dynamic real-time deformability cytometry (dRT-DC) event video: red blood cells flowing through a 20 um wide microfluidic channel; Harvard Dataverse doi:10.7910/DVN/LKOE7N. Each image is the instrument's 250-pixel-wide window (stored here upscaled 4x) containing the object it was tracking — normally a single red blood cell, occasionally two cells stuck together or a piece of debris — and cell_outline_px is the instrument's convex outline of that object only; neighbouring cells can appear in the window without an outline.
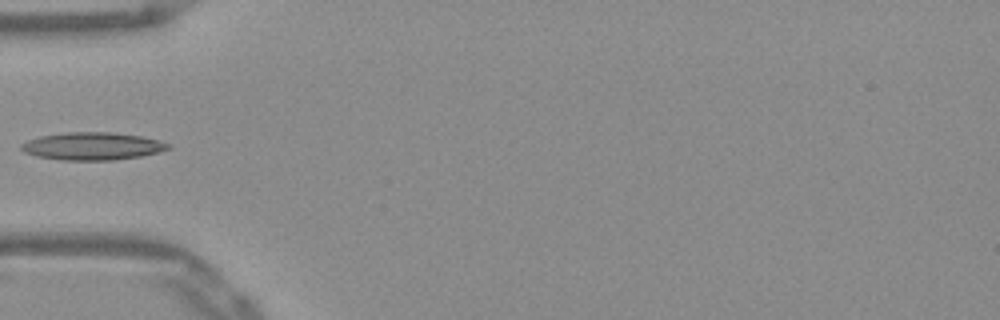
{"species": "Egyptian fruit bat (a non-hibernating species)", "species_latin": "Rousettus aegyptiacus", "temperature_condition": "warm", "stored_images_in_passage": 36, "camera_frame_rate_fps": 3000, "um_per_image_px": 0.085, "frame": {"image": 1, "passage_image": 1, "time_ms": 0.0, "image_size_px": [1000, 320], "cell_outline_px": [[172, 148], [160, 152], [140, 156], [112, 160], [64, 160], [36, 156], [24, 152], [20, 148], [20, 144], [28, 140], [40, 136], [64, 132], [112, 132], [140, 136], [160, 140], [172, 144]], "centroid_in_image_um": [7.88, 12.42], "position_along_channel_um": 77.1, "area_um2": 23.81}}
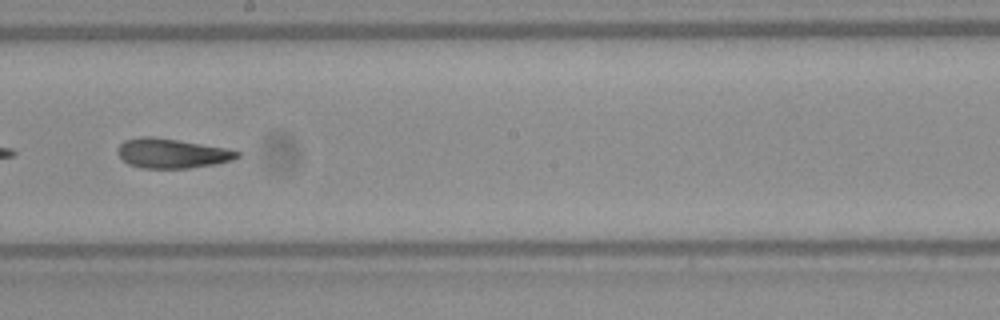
{"frame": {"image": 2, "passage_image": 13, "time_ms": 4.0, "image_size_px": [1000, 320], "cell_outline_px": [[240, 156], [232, 160], [212, 164], [188, 168], [140, 168], [128, 164], [116, 152], [116, 148], [124, 140], [140, 136], [152, 136], [224, 148], [240, 152]], "centroid_in_image_um": [14.54, 13.03], "position_along_channel_um": 233.7, "area_um2": 20.4}}
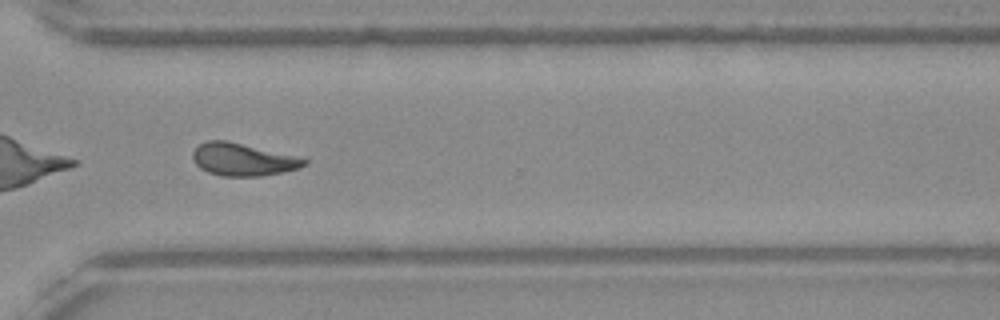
{"frame": {"image": 3, "passage_image": 22, "time_ms": 7.0, "image_size_px": [1000, 320], "cell_outline_px": [[308, 164], [300, 168], [260, 176], [220, 176], [208, 172], [200, 168], [196, 164], [192, 156], [192, 152], [200, 144], [208, 140], [228, 140], [296, 156], [308, 160]], "centroid_in_image_um": [20.64, 13.55], "position_along_channel_um": 350.0, "area_um2": 21.1}}